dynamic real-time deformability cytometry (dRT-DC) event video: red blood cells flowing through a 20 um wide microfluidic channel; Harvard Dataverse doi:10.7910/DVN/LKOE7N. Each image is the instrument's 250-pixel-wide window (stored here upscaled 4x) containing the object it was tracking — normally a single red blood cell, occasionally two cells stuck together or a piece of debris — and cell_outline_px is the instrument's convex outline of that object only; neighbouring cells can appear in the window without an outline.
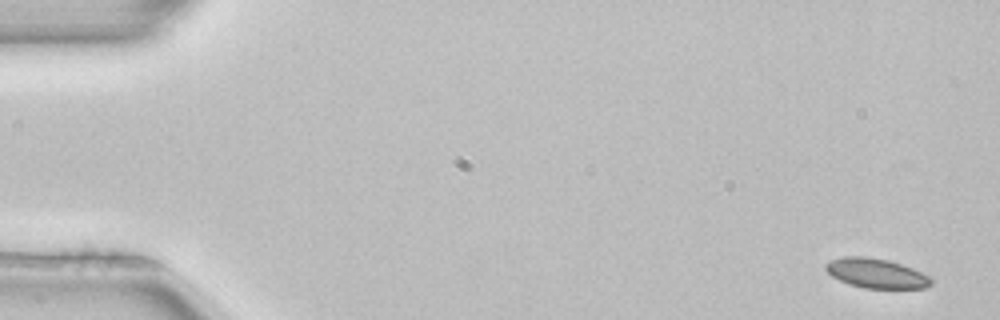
{"species": "common noctule bat (a hibernating species)", "species_latin": "Nyctalus noctula", "temperature_condition": "room temperature", "stored_images_in_passage": 52, "camera_frame_rate_fps": 3000, "um_per_image_px": 0.085, "animal": {"sex": "female", "body_mass_g": 22.7, "forearm_length_mm": 54.2}, "frame": {"image": 1, "passage_image": 2, "time_ms": 0.333, "image_size_px": [1000, 320], "cell_outline_px": [[932, 284], [924, 288], [864, 288], [848, 284], [832, 276], [824, 268], [824, 264], [832, 260], [844, 256], [868, 256], [888, 260], [912, 268], [928, 276], [932, 280]], "centroid_in_image_um": [74.45, 23.22], "position_along_channel_um": 10.6, "area_um2": 18.09}}
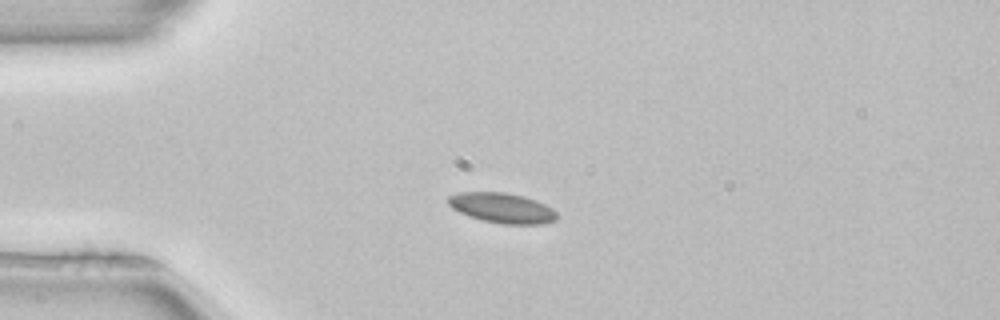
{"frame": {"image": 2, "passage_image": 13, "time_ms": 4.0, "image_size_px": [1000, 320], "cell_outline_px": [[556, 220], [544, 224], [500, 224], [468, 216], [452, 208], [448, 204], [448, 196], [460, 192], [504, 192], [524, 196], [536, 200], [552, 208], [556, 212]], "centroid_in_image_um": [42.68, 17.67], "position_along_channel_um": 42.3, "area_um2": 19.07}}
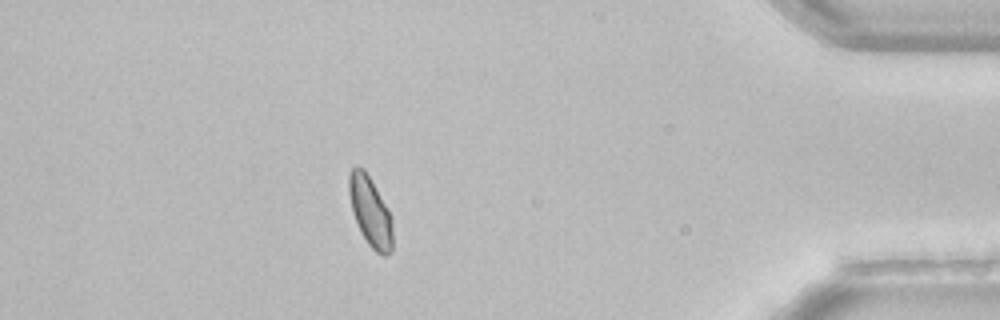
{"frame": {"image": 3, "passage_image": 46, "time_ms": 15.0, "image_size_px": [1000, 320], "cell_outline_px": [[392, 252], [384, 256], [376, 252], [368, 244], [360, 232], [352, 212], [348, 192], [348, 172], [356, 164], [364, 168], [384, 204], [392, 220]], "centroid_in_image_um": [31.43, 17.98], "position_along_channel_um": 403.8, "area_um2": 17.69}, "authors_computed_cell_mechanics": {"area_um2": 18.4382, "velocity_mm_per_s": 3.944, "shape_relaxation_time_tau1_ms": null, "shape_relaxation_time_tau2_ms": 3.8891, "deformation_change_tau1": null, "deformation_change_tau2": 0.0707}}